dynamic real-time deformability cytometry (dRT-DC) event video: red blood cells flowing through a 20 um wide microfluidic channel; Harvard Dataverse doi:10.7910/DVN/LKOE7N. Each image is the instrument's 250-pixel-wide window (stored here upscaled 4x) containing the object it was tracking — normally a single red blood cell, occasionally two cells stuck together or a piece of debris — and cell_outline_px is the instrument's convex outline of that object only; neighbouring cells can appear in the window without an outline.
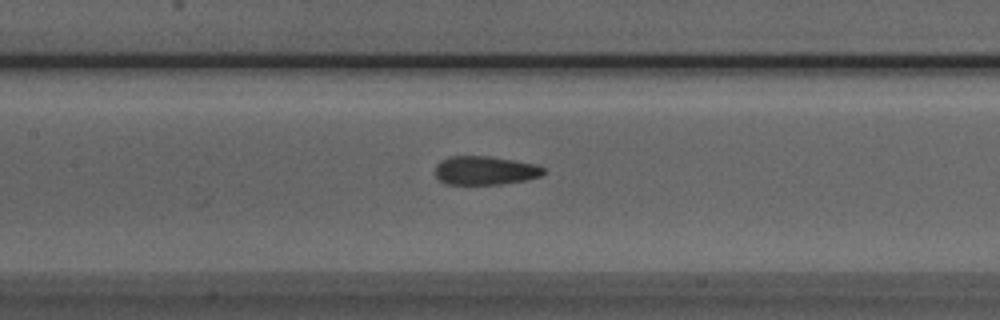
{"species": "Egyptian fruit bat (a non-hibernating species)", "species_latin": "Rousettus aegyptiacus", "temperature_condition": "room temperature", "stored_images_in_passage": 40, "camera_frame_rate_fps": 3000, "um_per_image_px": 0.085, "animal": {"sex": "male"}, "frame": {"image": 1, "passage_image": 20, "time_ms": 6.333, "image_size_px": [1000, 320], "cell_outline_px": [[544, 172], [540, 176], [524, 180], [500, 184], [444, 184], [436, 176], [436, 164], [440, 160], [448, 156], [488, 156], [536, 164], [544, 168]], "centroid_in_image_um": [41.19, 14.48], "position_along_channel_um": 166.2, "area_um2": 18.03}}
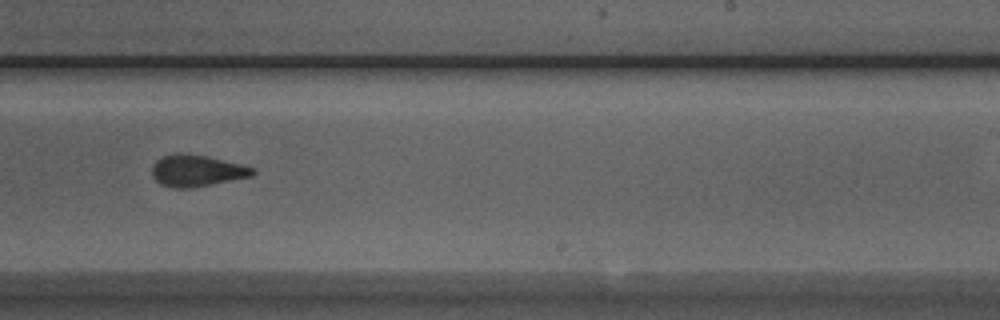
{"frame": {"image": 2, "passage_image": 28, "time_ms": 9.0, "image_size_px": [1000, 320], "cell_outline_px": [[256, 172], [252, 176], [188, 188], [176, 188], [160, 184], [152, 176], [152, 164], [160, 156], [176, 152], [188, 152], [208, 156], [256, 168]], "centroid_in_image_um": [16.68, 14.47], "position_along_channel_um": 272.3, "area_um2": 18.73}}
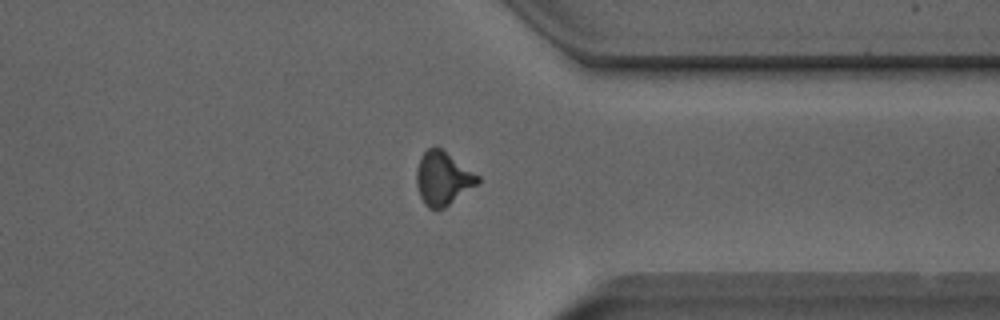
{"frame": {"image": 3, "passage_image": 36, "time_ms": 11.667, "image_size_px": [1000, 320], "cell_outline_px": [[480, 180], [476, 184], [444, 208], [428, 208], [424, 204], [420, 196], [416, 184], [416, 168], [420, 156], [428, 148], [440, 148], [480, 176]], "centroid_in_image_um": [37.6, 15.16], "position_along_channel_um": 373.8, "area_um2": 18.73}}